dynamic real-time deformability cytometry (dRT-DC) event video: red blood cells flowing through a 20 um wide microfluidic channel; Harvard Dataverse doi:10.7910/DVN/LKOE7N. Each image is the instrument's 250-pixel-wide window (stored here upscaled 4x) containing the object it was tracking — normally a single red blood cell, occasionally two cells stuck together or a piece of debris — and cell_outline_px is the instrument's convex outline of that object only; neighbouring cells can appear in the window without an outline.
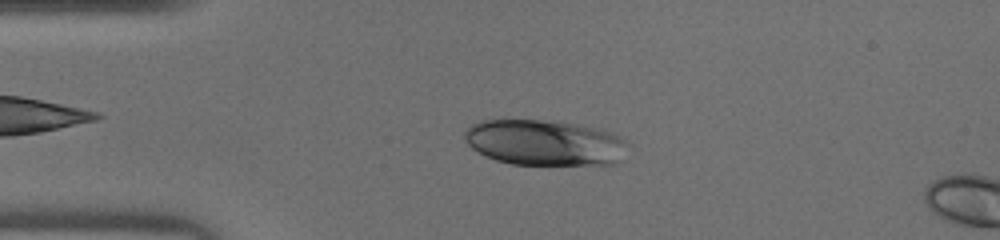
{"species": "human", "species_latin": "Homo sapiens", "temperature_condition": "warm", "stored_images_in_passage": 12, "camera_frame_rate_fps": 3000, "um_per_image_px": 0.085, "donor": {"sex": "male"}, "frame": {"image": 1, "passage_image": 9, "time_ms": 2.667, "image_size_px": [1000, 240], "cell_outline_px": [[632, 144], [616, 164], [512, 164], [496, 160], [472, 148], [464, 140], [464, 132], [472, 124], [480, 120], [556, 120], [600, 128], [620, 136], [628, 140]], "centroid_in_image_um": [46.36, 12.11], "position_along_channel_um": 38.6, "area_um2": 43.87}}